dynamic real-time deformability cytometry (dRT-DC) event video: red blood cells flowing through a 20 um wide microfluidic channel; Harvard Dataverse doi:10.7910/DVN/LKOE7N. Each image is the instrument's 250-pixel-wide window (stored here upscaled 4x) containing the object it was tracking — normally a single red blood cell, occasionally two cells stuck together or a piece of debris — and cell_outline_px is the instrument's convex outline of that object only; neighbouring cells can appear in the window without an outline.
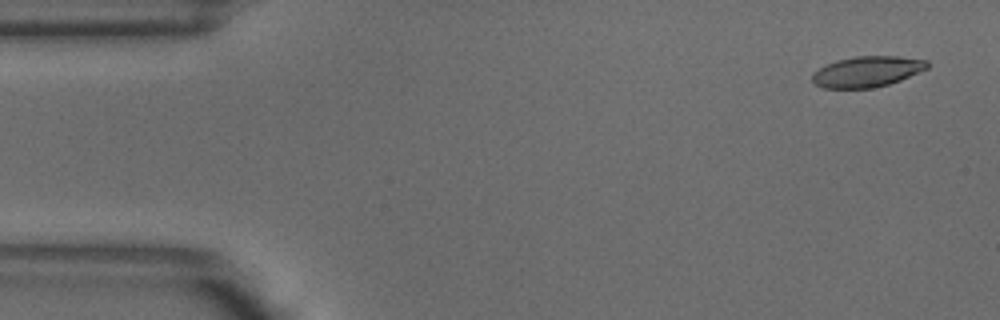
{"species": "common noctule bat (a hibernating species)", "species_latin": "Nyctalus noctula", "temperature_condition": "warm", "stored_images_in_passage": 3, "camera_frame_rate_fps": 3000, "um_per_image_px": 0.085, "animal": {"sex": "male", "body_mass_g": 18.8}, "frame": {"image": 1, "passage_image": 1, "time_ms": 0.0, "image_size_px": [1000, 320], "cell_outline_px": [[928, 68], [900, 80], [888, 84], [872, 88], [824, 88], [816, 84], [812, 80], [812, 72], [836, 60], [856, 56], [900, 56], [928, 60]], "centroid_in_image_um": [73.71, 6.08], "position_along_channel_um": 11.3, "area_um2": 20.52}}